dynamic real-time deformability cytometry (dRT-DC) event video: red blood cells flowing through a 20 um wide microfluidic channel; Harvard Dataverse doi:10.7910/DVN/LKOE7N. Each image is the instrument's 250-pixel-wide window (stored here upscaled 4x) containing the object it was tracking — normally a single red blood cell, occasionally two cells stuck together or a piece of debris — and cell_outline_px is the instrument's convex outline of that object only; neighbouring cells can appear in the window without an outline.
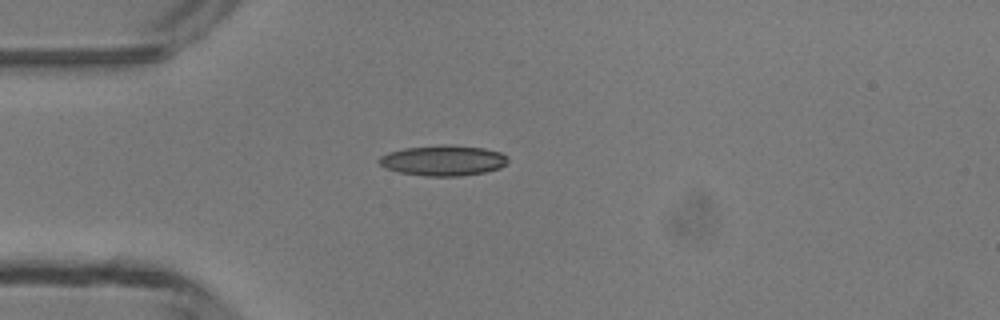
{"species": "common noctule bat (a hibernating species)", "species_latin": "Nyctalus noctula", "temperature_condition": "room temperature", "stored_images_in_passage": 36, "camera_frame_rate_fps": 3000, "um_per_image_px": 0.085, "animal": {"sex": "male", "body_mass_g": 13.3}, "frame": {"image": 1, "passage_image": 1, "time_ms": 0.0, "image_size_px": [1000, 320], "cell_outline_px": [[508, 160], [500, 168], [484, 172], [460, 176], [424, 176], [400, 172], [384, 168], [376, 160], [380, 156], [388, 152], [404, 148], [444, 144], [448, 144], [484, 148], [500, 152], [508, 156]], "centroid_in_image_um": [37.64, 13.63], "position_along_channel_um": 47.4, "area_um2": 23.0}}
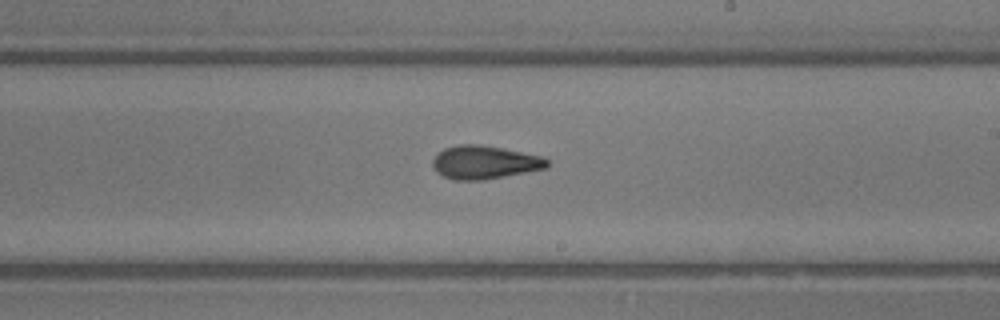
{"frame": {"image": 2, "passage_image": 16, "time_ms": 5.0, "image_size_px": [1000, 320], "cell_outline_px": [[548, 168], [484, 180], [452, 180], [436, 172], [432, 164], [432, 160], [436, 152], [444, 148], [460, 144], [480, 144], [544, 156], [548, 160]], "centroid_in_image_um": [41.17, 13.79], "position_along_channel_um": 247.8, "area_um2": 22.48}}
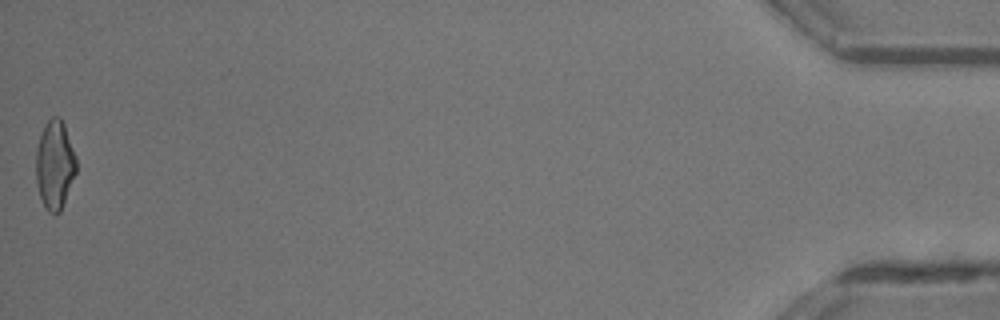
{"frame": {"image": 3, "passage_image": 36, "time_ms": 11.667, "image_size_px": [1000, 320], "cell_outline_px": [[76, 172], [60, 212], [56, 216], [48, 212], [44, 208], [40, 196], [36, 180], [36, 148], [44, 124], [52, 116], [60, 116], [64, 124], [76, 156]], "centroid_in_image_um": [4.65, 14.01], "position_along_channel_um": 430.6, "area_um2": 20.98}, "authors_computed_cell_mechanics": {"area_um2": 21.6172, "velocity_mm_per_s": 4.2987, "shape_relaxation_time_tau1_ms": null, "shape_relaxation_time_tau2_ms": 2.763, "deformation_change_tau1": null, "deformation_change_tau2": 0.12}}